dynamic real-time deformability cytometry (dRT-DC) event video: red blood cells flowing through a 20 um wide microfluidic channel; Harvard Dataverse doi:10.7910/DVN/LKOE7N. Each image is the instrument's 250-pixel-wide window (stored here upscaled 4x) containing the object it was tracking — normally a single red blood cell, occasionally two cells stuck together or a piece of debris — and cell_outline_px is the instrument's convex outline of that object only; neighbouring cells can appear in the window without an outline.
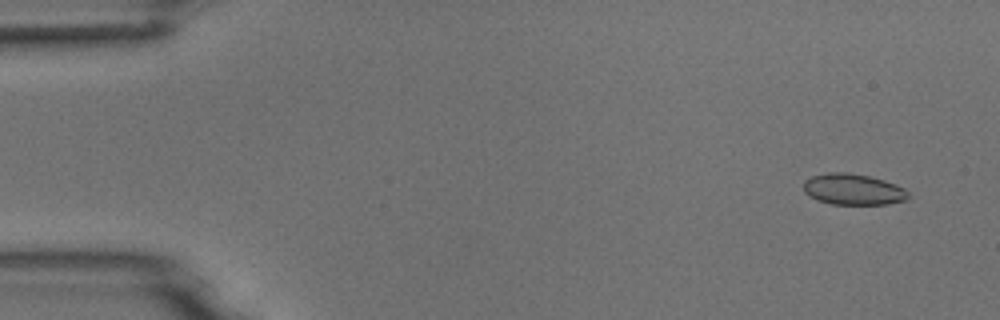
{"species": "common noctule bat (a hibernating species)", "species_latin": "Nyctalus noctula", "temperature_condition": "room temperature", "stored_images_in_passage": 14, "camera_frame_rate_fps": 3000, "um_per_image_px": 0.085, "animal": {"sex": "male", "body_mass_g": 18.8}, "frame": {"image": 1, "passage_image": 1, "time_ms": 0.0, "image_size_px": [1000, 320], "cell_outline_px": [[908, 200], [888, 204], [832, 204], [816, 200], [804, 192], [804, 180], [812, 176], [828, 172], [848, 172], [868, 176], [884, 180], [896, 184], [904, 188], [908, 192]], "centroid_in_image_um": [72.52, 16.09], "position_along_channel_um": 12.5, "area_um2": 19.07}}
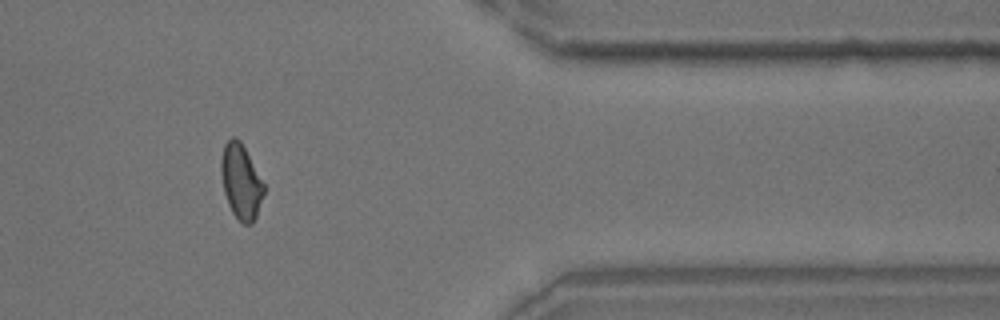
{"frame": {"image": 2, "passage_image": 12, "time_ms": 13.667, "image_size_px": [1000, 320], "cell_outline_px": [[264, 192], [256, 216], [252, 224], [244, 224], [232, 212], [228, 204], [224, 192], [220, 172], [220, 160], [224, 144], [232, 136], [236, 136], [240, 140], [264, 184]], "centroid_in_image_um": [20.45, 15.41], "position_along_channel_um": 390.9, "area_um2": 18.5}}